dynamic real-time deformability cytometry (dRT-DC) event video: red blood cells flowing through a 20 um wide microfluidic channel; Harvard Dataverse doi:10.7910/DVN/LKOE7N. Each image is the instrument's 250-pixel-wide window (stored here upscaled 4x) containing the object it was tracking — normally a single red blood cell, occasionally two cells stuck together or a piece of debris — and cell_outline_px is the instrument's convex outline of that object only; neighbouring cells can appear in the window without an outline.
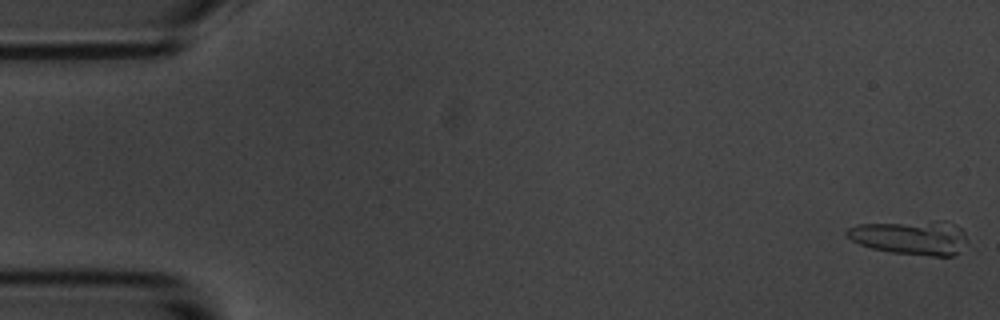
{"species": "common noctule bat (a hibernating species)", "species_latin": "Nyctalus noctula", "temperature_condition": "room temperature", "stored_images_in_passage": 33, "camera_frame_rate_fps": 3000, "um_per_image_px": 0.085, "animal": {"sex": "male", "body_mass_g": 20.1, "forearm_length_mm": 53.5}, "frame": {"image": 1, "passage_image": 1, "time_ms": 0.0, "image_size_px": [1000, 320], "cell_outline_px": [[968, 240], [960, 252], [952, 256], [932, 256], [888, 252], [872, 248], [860, 244], [852, 240], [844, 232], [848, 228], [856, 224], [936, 220], [944, 220], [956, 224], [964, 232]], "centroid_in_image_um": [77.45, 20.17], "position_along_channel_um": 7.6, "area_um2": 24.51}}
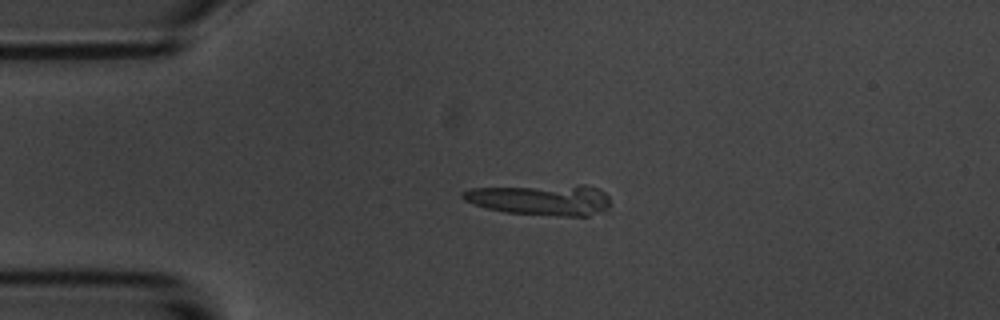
{"frame": {"image": 2, "passage_image": 13, "time_ms": 4.0, "image_size_px": [1000, 320], "cell_outline_px": [[608, 208], [604, 212], [588, 216], [560, 216], [504, 212], [488, 208], [464, 200], [460, 196], [460, 192], [472, 188], [580, 184], [584, 184], [600, 188], [608, 196]], "centroid_in_image_um": [46.02, 16.96], "position_along_channel_um": 39.0, "area_um2": 26.93}}